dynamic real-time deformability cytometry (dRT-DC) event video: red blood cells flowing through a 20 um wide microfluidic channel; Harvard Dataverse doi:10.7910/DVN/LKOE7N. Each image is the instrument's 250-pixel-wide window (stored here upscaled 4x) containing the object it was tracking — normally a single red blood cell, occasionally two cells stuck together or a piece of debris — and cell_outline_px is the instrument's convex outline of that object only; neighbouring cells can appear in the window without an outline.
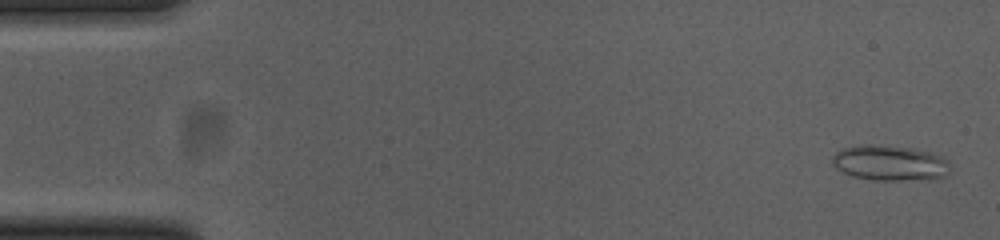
{"species": "common noctule bat (a hibernating species)", "species_latin": "Nyctalus noctula", "temperature_condition": "cold", "stored_images_in_passage": 51, "camera_frame_rate_fps": 3000, "um_per_image_px": 0.085, "animal": {"sex": "female", "body_mass_g": 23.0, "forearm_length_mm": 53.4}, "frame": {"image": 1, "passage_image": 2, "time_ms": 0.333, "image_size_px": [1000, 240], "cell_outline_px": [[948, 172], [944, 176], [932, 180], [876, 180], [852, 176], [836, 168], [832, 164], [832, 156], [836, 152], [844, 148], [864, 144], [872, 144], [912, 148], [928, 152], [940, 156], [948, 160]], "centroid_in_image_um": [75.63, 13.86], "position_along_channel_um": 9.4, "area_um2": 24.28}}
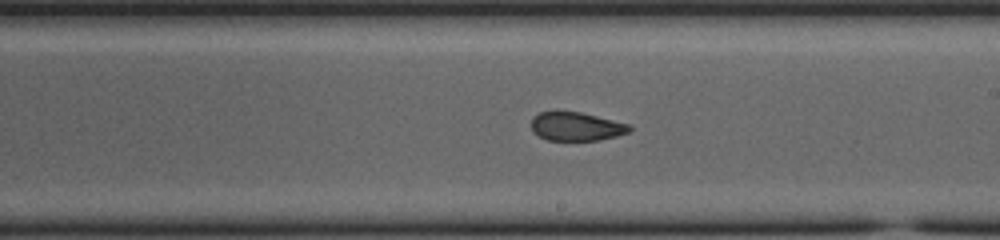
{"frame": {"image": 2, "passage_image": 31, "time_ms": 10.0, "image_size_px": [1000, 240], "cell_outline_px": [[632, 128], [628, 132], [616, 136], [596, 140], [548, 140], [532, 132], [532, 116], [540, 112], [580, 112], [628, 124]], "centroid_in_image_um": [48.95, 10.75], "position_along_channel_um": 240.1, "area_um2": 16.07}}
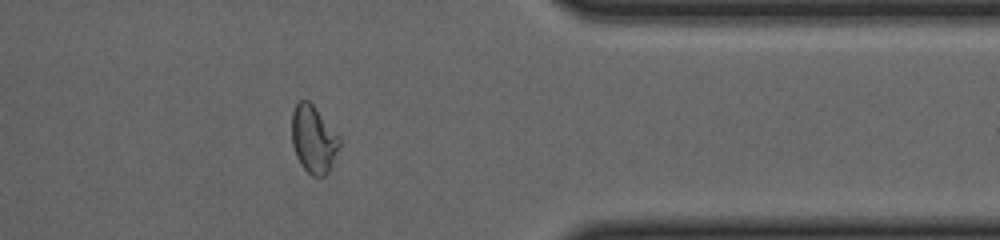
{"frame": {"image": 3, "passage_image": 44, "time_ms": 14.333, "image_size_px": [1000, 240], "cell_outline_px": [[340, 148], [328, 172], [324, 176], [312, 176], [300, 164], [296, 156], [292, 144], [292, 112], [296, 104], [300, 100], [308, 100], [312, 104], [340, 136]], "centroid_in_image_um": [26.65, 11.84], "position_along_channel_um": 384.7, "area_um2": 18.79}, "authors_computed_cell_mechanics": {"area_um2": 18.785, "velocity_mm_per_s": 3.7104, "shape_relaxation_time_tau1_ms": null, "shape_relaxation_time_tau2_ms": 1.3853, "deformation_change_tau1": null, "deformation_change_tau2": 0.0753}}